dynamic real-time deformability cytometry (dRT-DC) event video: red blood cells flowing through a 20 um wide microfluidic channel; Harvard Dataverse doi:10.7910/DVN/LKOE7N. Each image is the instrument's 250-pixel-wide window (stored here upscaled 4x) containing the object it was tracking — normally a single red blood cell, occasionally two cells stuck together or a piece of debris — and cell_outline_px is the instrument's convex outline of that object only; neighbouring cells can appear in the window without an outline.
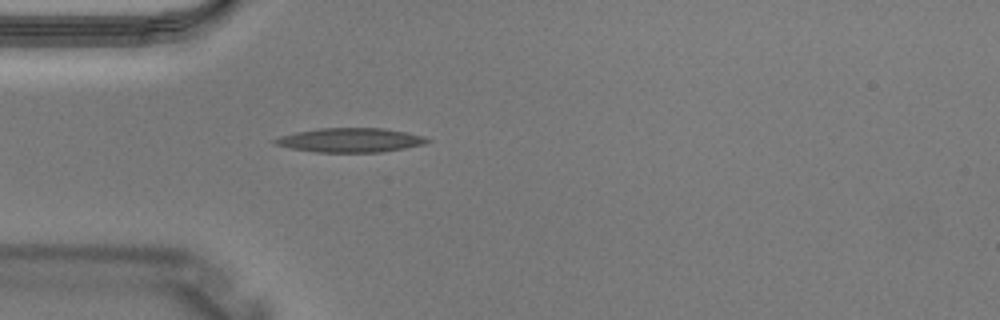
{"species": "Egyptian fruit bat (a non-hibernating species)", "species_latin": "Rousettus aegyptiacus", "temperature_condition": "warm", "stored_images_in_passage": 3, "camera_frame_rate_fps": 3000, "um_per_image_px": 0.085, "animal": {"sex": "male"}, "frame": {"image": 1, "passage_image": 3, "time_ms": 0.667, "image_size_px": [1000, 320], "cell_outline_px": [[432, 140], [424, 144], [404, 148], [380, 152], [316, 152], [292, 148], [276, 144], [272, 140], [280, 136], [296, 132], [320, 128], [384, 128], [424, 136]], "centroid_in_image_um": [29.79, 11.91], "position_along_channel_um": 55.2, "area_um2": 21.27}}